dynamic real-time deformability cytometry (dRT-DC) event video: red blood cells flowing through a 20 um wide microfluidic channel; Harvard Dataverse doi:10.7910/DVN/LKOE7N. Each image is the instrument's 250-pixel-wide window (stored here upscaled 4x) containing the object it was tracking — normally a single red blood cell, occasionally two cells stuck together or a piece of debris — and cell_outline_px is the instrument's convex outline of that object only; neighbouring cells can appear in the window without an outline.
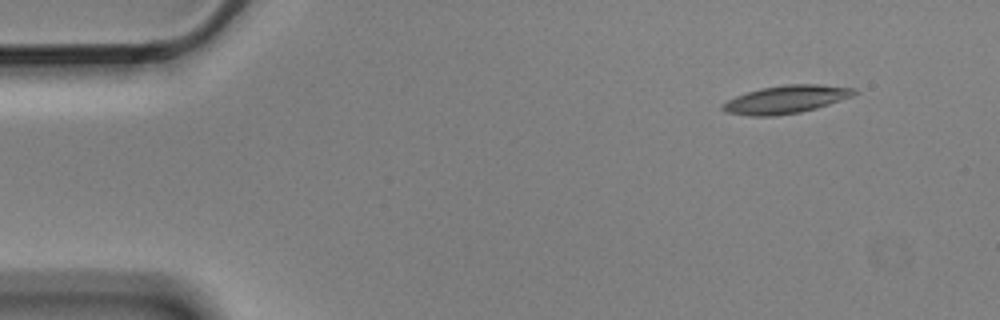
{"species": "Egyptian fruit bat (a non-hibernating species)", "species_latin": "Rousettus aegyptiacus", "temperature_condition": "cold", "stored_images_in_passage": 5, "camera_frame_rate_fps": 3000, "um_per_image_px": 0.085, "animal": {"sex": "male"}, "frame": {"image": 1, "passage_image": 1, "time_ms": 0.0, "image_size_px": [1000, 320], "cell_outline_px": [[856, 92], [852, 96], [816, 108], [800, 112], [776, 116], [748, 116], [728, 112], [720, 108], [720, 104], [736, 96], [760, 88], [788, 84], [816, 84], [856, 88]], "centroid_in_image_um": [66.78, 8.45], "position_along_channel_um": 18.2, "area_um2": 21.27}}
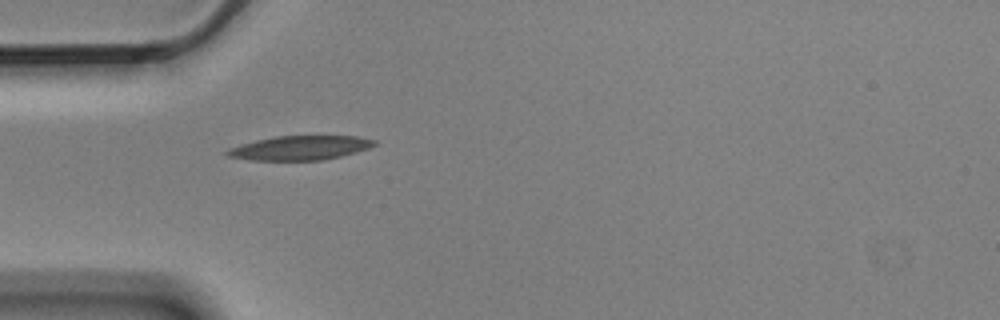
{"frame": {"image": 2, "passage_image": 4, "time_ms": 1.0, "image_size_px": [1000, 320], "cell_outline_px": [[376, 144], [368, 148], [340, 156], [324, 160], [252, 160], [228, 156], [224, 152], [228, 148], [240, 144], [256, 140], [276, 136], [356, 136], [376, 140]], "centroid_in_image_um": [25.47, 12.56], "position_along_channel_um": 59.5, "area_um2": 20.63}}
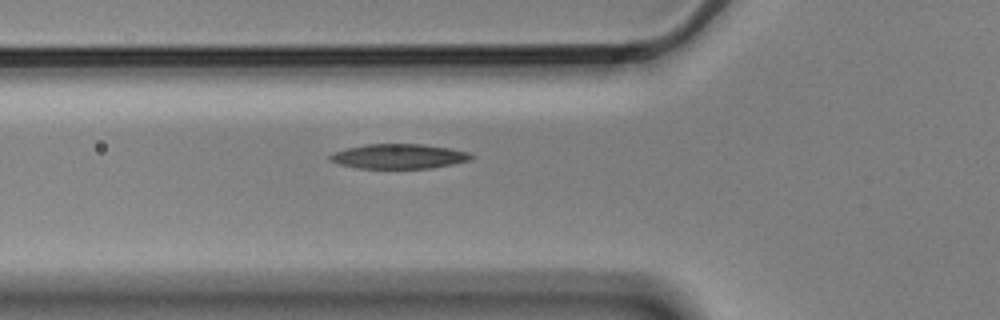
{"frame": {"image": 3, "passage_image": 5, "time_ms": 1.333, "image_size_px": [1000, 320], "cell_outline_px": [[476, 156], [472, 160], [432, 168], [356, 168], [340, 164], [328, 160], [328, 156], [336, 152], [348, 148], [364, 144], [424, 144], [448, 148], [468, 152]], "centroid_in_image_um": [33.93, 13.29], "position_along_channel_um": 91.9, "area_um2": 20.35}}